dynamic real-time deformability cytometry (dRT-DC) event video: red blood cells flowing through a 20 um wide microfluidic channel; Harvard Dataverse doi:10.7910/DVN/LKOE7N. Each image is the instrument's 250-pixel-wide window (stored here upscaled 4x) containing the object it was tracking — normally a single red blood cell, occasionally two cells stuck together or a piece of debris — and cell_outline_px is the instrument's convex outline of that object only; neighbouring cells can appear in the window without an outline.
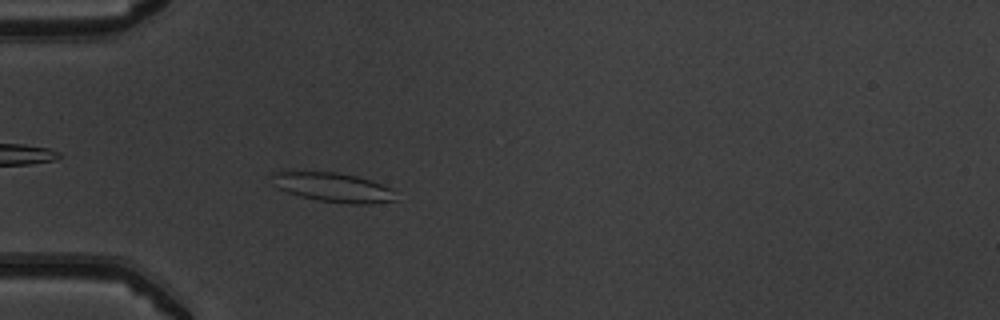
{"species": "common noctule bat (a hibernating species)", "species_latin": "Nyctalus noctula", "temperature_condition": "warm", "stored_images_in_passage": 53, "camera_frame_rate_fps": 3000, "um_per_image_px": 0.085, "animal": {"sex": "male", "body_mass_g": 19.5, "forearm_length_mm": 54.6}, "frame": {"image": 1, "passage_image": 17, "time_ms": 5.333, "image_size_px": [1000, 320], "cell_outline_px": [[396, 200], [368, 204], [348, 204], [316, 200], [300, 196], [276, 188], [272, 184], [268, 172], [284, 168], [336, 172], [356, 176], [380, 184], [388, 188]], "centroid_in_image_um": [28.05, 15.86], "position_along_channel_um": 56.9, "area_um2": 21.91}}
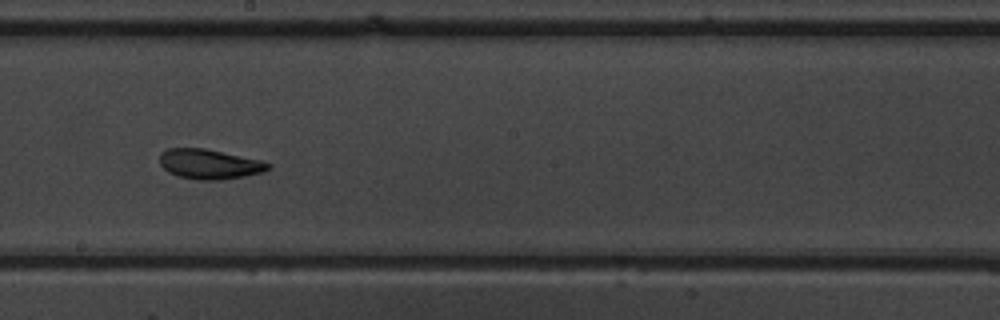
{"frame": {"image": 2, "passage_image": 31, "time_ms": 10.0, "image_size_px": [1000, 320], "cell_outline_px": [[272, 168], [264, 172], [244, 176], [220, 180], [196, 180], [180, 176], [168, 172], [160, 164], [160, 152], [168, 148], [204, 148], [260, 160], [272, 164]], "centroid_in_image_um": [17.81, 13.95], "position_along_channel_um": 230.4, "area_um2": 18.9}}
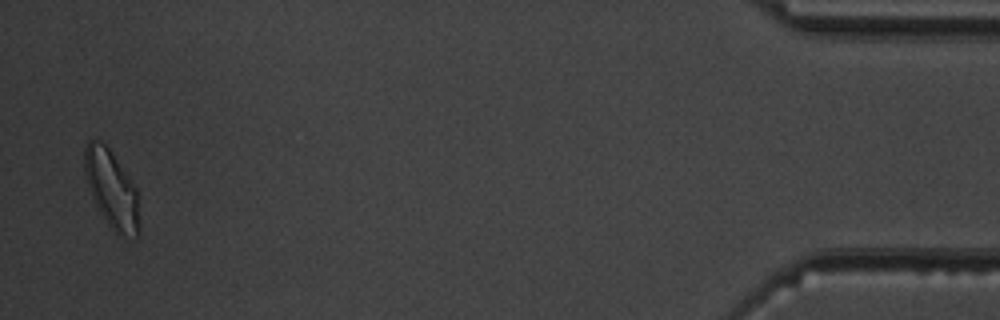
{"frame": {"image": 3, "passage_image": 52, "time_ms": 17.0, "image_size_px": [1000, 320], "cell_outline_px": [[140, 236], [124, 236], [116, 232], [104, 220], [92, 196], [84, 172], [84, 148], [88, 140], [100, 140], [108, 148], [128, 176], [136, 188], [140, 232]], "centroid_in_image_um": [9.48, 16.09], "position_along_channel_um": 425.7, "area_um2": 24.45}, "authors_computed_cell_mechanics": {"area_um2": 20.3456, "velocity_mm_per_s": 3.92, "shape_relaxation_time_tau1_ms": 3.9, "shape_relaxation_time_tau2_ms": 1.4841, "deformation_change_tau1": 0.1203, "deformation_change_tau2": 0.0692}}